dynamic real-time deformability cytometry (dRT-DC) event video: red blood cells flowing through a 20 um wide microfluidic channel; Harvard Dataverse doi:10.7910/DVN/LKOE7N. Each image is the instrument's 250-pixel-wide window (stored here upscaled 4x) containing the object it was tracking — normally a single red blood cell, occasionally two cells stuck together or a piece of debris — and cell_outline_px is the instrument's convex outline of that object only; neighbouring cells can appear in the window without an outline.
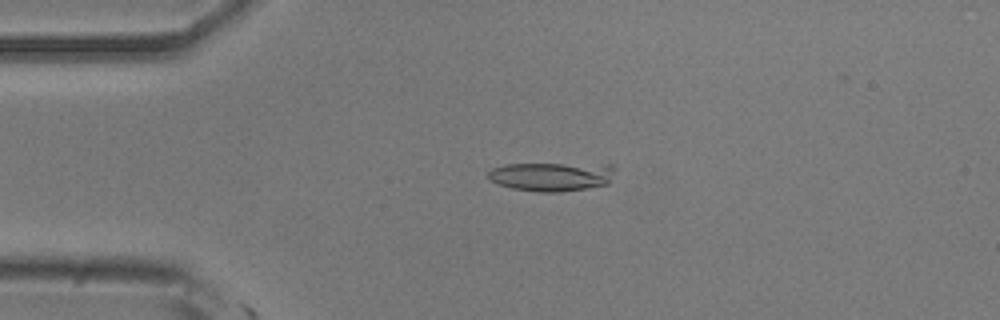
{"species": "common noctule bat (a hibernating species)", "species_latin": "Nyctalus noctula", "temperature_condition": "room temperature", "stored_images_in_passage": 16, "camera_frame_rate_fps": 3000, "um_per_image_px": 0.085, "animal": {"sex": "male", "body_mass_g": 20.5, "forearm_length_mm": 52.5}, "frame": {"image": 1, "passage_image": 12, "time_ms": 3.667, "image_size_px": [1000, 320], "cell_outline_px": [[616, 168], [608, 184], [584, 188], [556, 192], [540, 192], [512, 188], [496, 184], [488, 180], [488, 172], [492, 168], [504, 164], [612, 164]], "centroid_in_image_um": [46.86, 14.99], "position_along_channel_um": 38.1, "area_um2": 21.44}}